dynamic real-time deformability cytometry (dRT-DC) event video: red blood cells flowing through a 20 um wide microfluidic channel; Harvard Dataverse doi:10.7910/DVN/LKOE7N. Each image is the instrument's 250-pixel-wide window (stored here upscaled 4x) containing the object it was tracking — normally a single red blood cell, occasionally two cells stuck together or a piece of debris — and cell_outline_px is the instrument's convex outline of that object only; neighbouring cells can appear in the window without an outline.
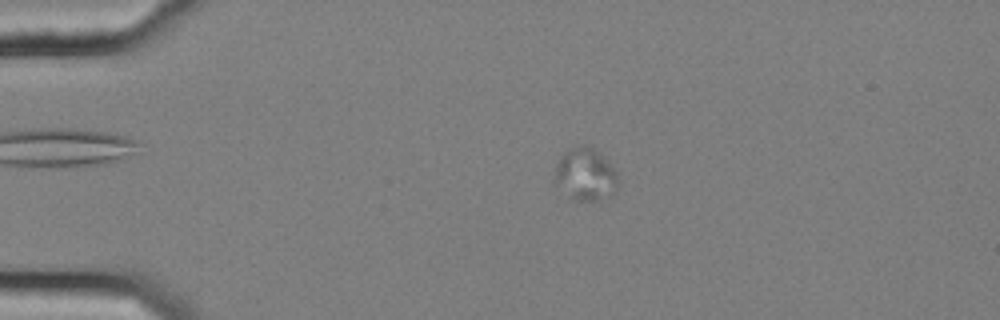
{"species": "common noctule bat (a hibernating species)", "species_latin": "Nyctalus noctula", "temperature_condition": "cold", "stored_images_in_passage": 58, "camera_frame_rate_fps": 3000, "um_per_image_px": 0.085, "animal": {"sex": "female", "body_mass_g": 25.1}, "frame": {"image": 1, "passage_image": 14, "time_ms": 4.333, "image_size_px": [1000, 320], "cell_outline_px": [[620, 184], [616, 192], [608, 196], [592, 200], [576, 200], [556, 184], [552, 180], [556, 164], [564, 152], [572, 148], [584, 144], [588, 144], [616, 172]], "centroid_in_image_um": [49.74, 14.83], "position_along_channel_um": 35.3, "area_um2": 18.96}}
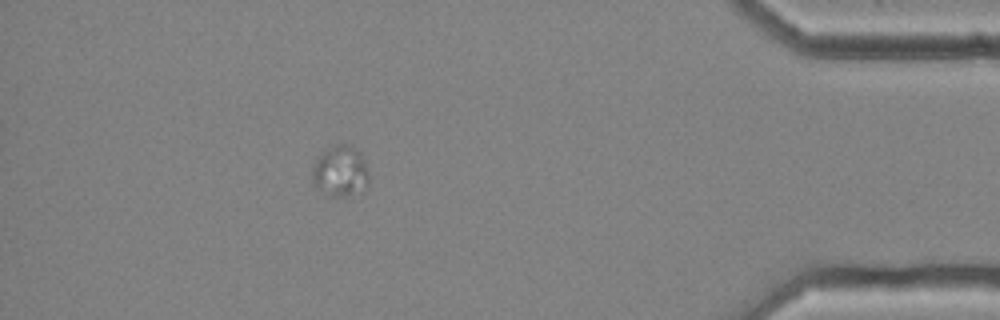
{"frame": {"image": 2, "passage_image": 52, "time_ms": 17.0, "image_size_px": [1000, 320], "cell_outline_px": [[368, 184], [344, 196], [328, 196], [312, 184], [312, 168], [316, 156], [328, 148], [340, 144], [352, 144], [360, 152], [364, 160], [368, 176]], "centroid_in_image_um": [28.87, 14.51], "position_along_channel_um": 406.3, "area_um2": 16.65}}